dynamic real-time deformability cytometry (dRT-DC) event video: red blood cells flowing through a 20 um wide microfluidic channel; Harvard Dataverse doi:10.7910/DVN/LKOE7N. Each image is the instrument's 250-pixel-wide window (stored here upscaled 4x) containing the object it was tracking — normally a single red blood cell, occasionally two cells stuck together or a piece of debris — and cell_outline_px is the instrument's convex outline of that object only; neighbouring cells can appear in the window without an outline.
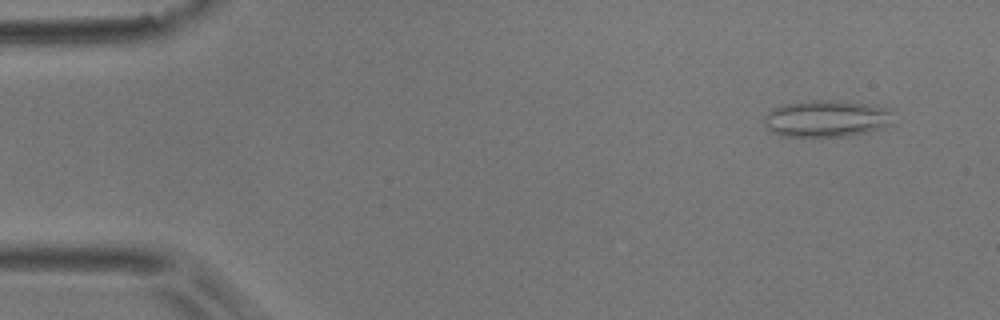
{"species": "common noctule bat (a hibernating species)", "species_latin": "Nyctalus noctula", "temperature_condition": "room temperature", "stored_images_in_passage": 51, "camera_frame_rate_fps": 3000, "um_per_image_px": 0.085, "animal": {"sex": "male", "body_mass_g": 17.9}, "frame": {"image": 1, "passage_image": 4, "time_ms": 1.0, "image_size_px": [1000, 320], "cell_outline_px": [[888, 124], [884, 128], [868, 132], [848, 136], [780, 136], [772, 132], [764, 124], [764, 116], [772, 108], [788, 104], [812, 100], [836, 100], [872, 104], [888, 108]], "centroid_in_image_um": [70.2, 10.08], "position_along_channel_um": 14.8, "area_um2": 27.46}}
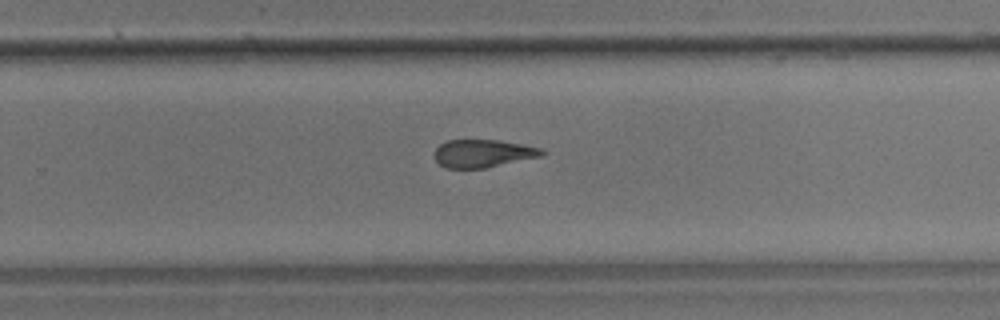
{"frame": {"image": 2, "passage_image": 33, "time_ms": 10.667, "image_size_px": [1000, 320], "cell_outline_px": [[544, 156], [484, 168], [444, 168], [432, 156], [432, 152], [440, 144], [448, 140], [500, 140], [540, 148], [544, 152]], "centroid_in_image_um": [41.01, 13.04], "position_along_channel_um": 288.8, "area_um2": 17.51}}
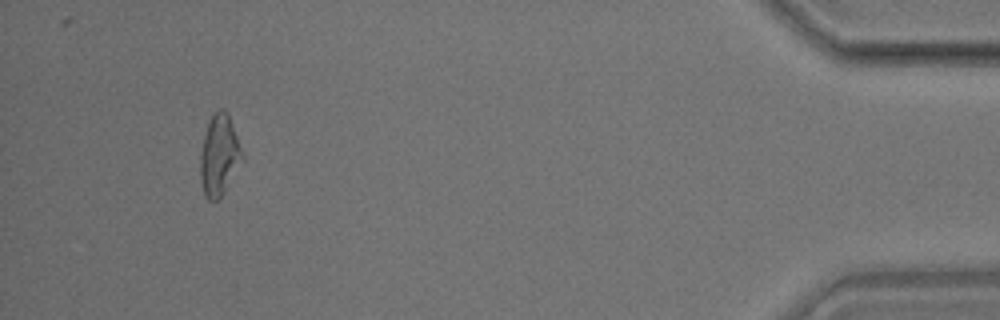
{"frame": {"image": 3, "passage_image": 48, "time_ms": 15.667, "image_size_px": [1000, 320], "cell_outline_px": [[244, 160], [224, 192], [216, 200], [208, 200], [204, 196], [200, 176], [200, 156], [204, 136], [208, 124], [212, 116], [220, 108], [224, 108], [228, 112], [244, 156]], "centroid_in_image_um": [18.65, 13.21], "position_along_channel_um": 416.5, "area_um2": 19.71}, "authors_computed_cell_mechanics": {"area_um2": 19.652, "velocity_mm_per_s": 3.918, "shape_relaxation_time_tau1_ms": null, "shape_relaxation_time_tau2_ms": 2.3262, "deformation_change_tau1": null, "deformation_change_tau2": 0.1184}}